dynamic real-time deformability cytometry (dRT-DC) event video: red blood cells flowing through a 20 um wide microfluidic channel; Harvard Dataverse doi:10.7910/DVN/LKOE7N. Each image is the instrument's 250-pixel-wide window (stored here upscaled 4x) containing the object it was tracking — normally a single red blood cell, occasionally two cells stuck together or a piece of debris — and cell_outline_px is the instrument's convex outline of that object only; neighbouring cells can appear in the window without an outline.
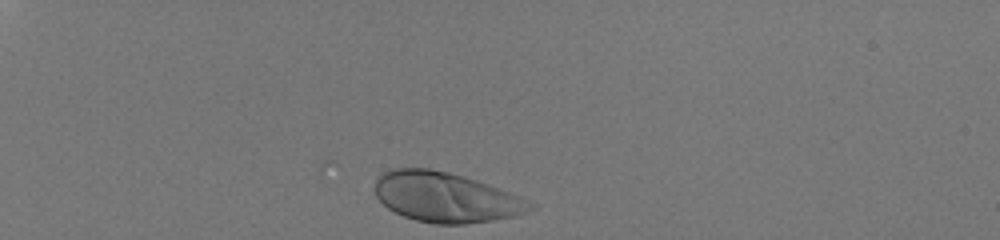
{"species": "human", "species_latin": "Homo sapiens", "temperature_condition": "room temperature", "stored_images_in_passage": 32, "camera_frame_rate_fps": 3000, "um_per_image_px": 0.085, "donor": {"sex": "male"}, "frame": {"image": 1, "passage_image": 1, "time_ms": 0.0, "image_size_px": [1000, 240], "cell_outline_px": [[536, 208], [516, 216], [492, 220], [464, 224], [436, 224], [416, 220], [404, 216], [388, 208], [376, 196], [376, 180], [384, 172], [396, 168], [428, 168], [476, 180], [488, 184], [520, 196], [536, 204]], "centroid_in_image_um": [37.93, 16.78], "position_along_channel_um": 47.1, "area_um2": 44.74}}
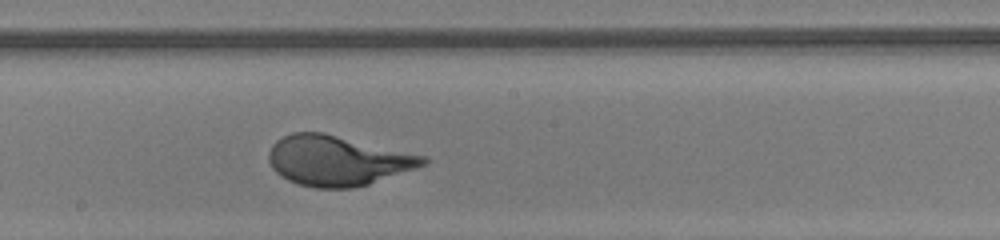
{"frame": {"image": 2, "passage_image": 19, "time_ms": 6.0, "image_size_px": [1000, 240], "cell_outline_px": [[428, 160], [424, 164], [416, 168], [368, 184], [352, 188], [316, 188], [300, 184], [288, 180], [280, 176], [272, 168], [268, 160], [268, 152], [272, 144], [276, 140], [292, 132], [324, 132], [428, 156]], "centroid_in_image_um": [28.67, 13.64], "position_along_channel_um": 219.5, "area_um2": 45.14}}
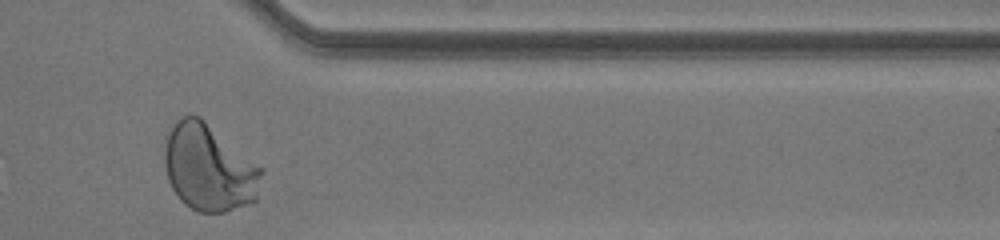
{"frame": {"image": 3, "passage_image": 32, "time_ms": 10.333, "image_size_px": [1000, 240], "cell_outline_px": [[264, 172], [256, 200], [252, 204], [224, 212], [200, 212], [184, 204], [180, 200], [172, 188], [168, 180], [164, 164], [164, 144], [168, 132], [176, 120], [180, 116], [200, 116], [264, 168]], "centroid_in_image_um": [17.78, 14.26], "position_along_channel_um": 393.6, "area_um2": 49.71}, "authors_computed_cell_mechanics": {"area_um2": 44.1592, "velocity_mm_per_s": 4.0573, "shape_relaxation_time_tau1_ms": 3.3676, "shape_relaxation_time_tau2_ms": null, "deformation_change_tau1": 0.222, "deformation_change_tau2": null}}